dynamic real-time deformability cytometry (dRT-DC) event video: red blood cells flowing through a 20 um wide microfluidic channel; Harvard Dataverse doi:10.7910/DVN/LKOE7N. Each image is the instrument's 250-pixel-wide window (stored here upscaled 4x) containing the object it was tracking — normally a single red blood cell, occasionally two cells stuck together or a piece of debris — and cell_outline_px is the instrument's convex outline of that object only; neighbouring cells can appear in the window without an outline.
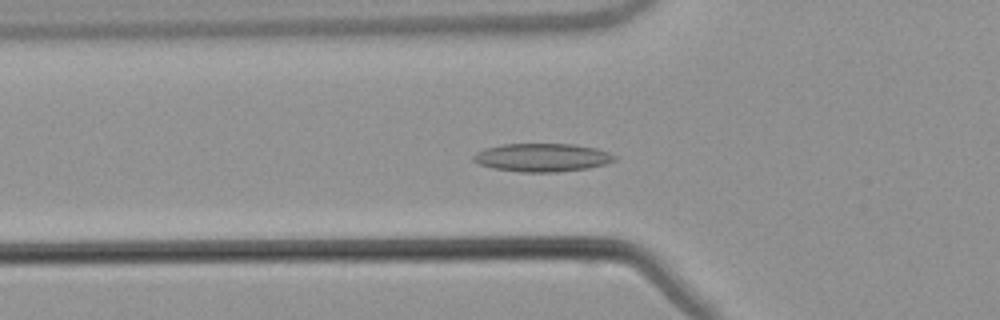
{"species": "common noctule bat (a hibernating species)", "species_latin": "Nyctalus noctula", "temperature_condition": "warm", "stored_images_in_passage": 51, "camera_frame_rate_fps": 3000, "um_per_image_px": 0.085, "animal": {"sex": "male", "body_mass_g": 21.5, "forearm_length_mm": 52.0}, "frame": {"image": 1, "passage_image": 15, "time_ms": 4.667, "image_size_px": [1000, 320], "cell_outline_px": [[616, 160], [604, 164], [588, 168], [556, 172], [520, 172], [492, 168], [480, 164], [472, 160], [472, 156], [476, 152], [488, 148], [504, 144], [572, 144], [596, 148], [608, 152], [616, 156]], "centroid_in_image_um": [46.08, 13.39], "position_along_channel_um": 79.7, "area_um2": 23.12}}
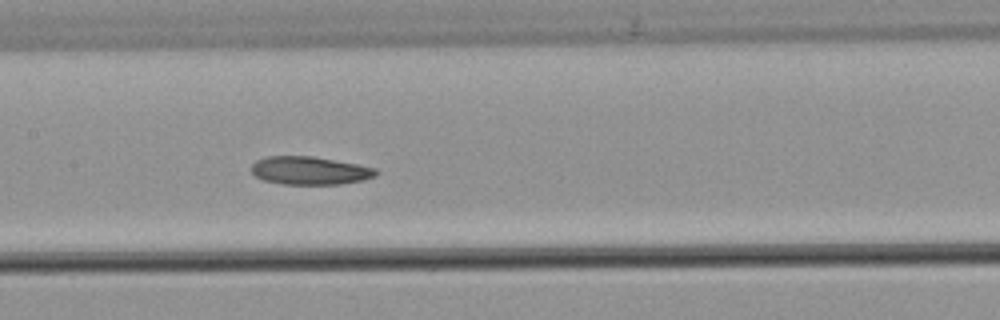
{"frame": {"image": 2, "passage_image": 23, "time_ms": 7.333, "image_size_px": [1000, 320], "cell_outline_px": [[380, 172], [376, 176], [364, 180], [340, 184], [284, 184], [264, 180], [256, 176], [252, 172], [252, 164], [256, 160], [264, 156], [312, 156], [356, 164], [376, 168]], "centroid_in_image_um": [26.35, 14.5], "position_along_channel_um": 181.1, "area_um2": 20.4}}
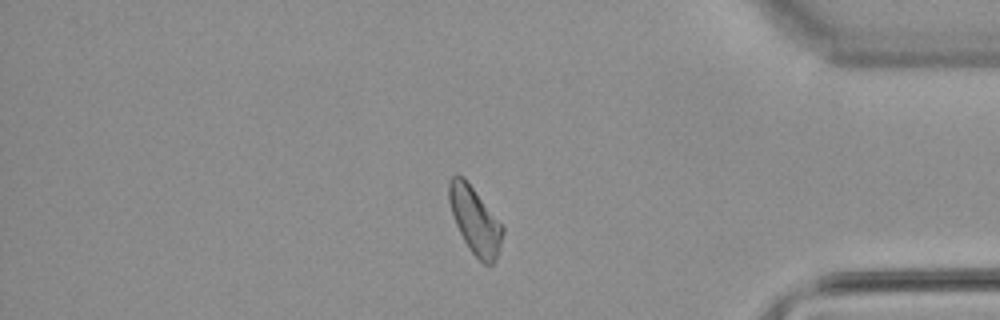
{"frame": {"image": 3, "passage_image": 42, "time_ms": 13.667, "image_size_px": [1000, 320], "cell_outline_px": [[504, 232], [496, 260], [492, 264], [484, 264], [472, 252], [464, 240], [456, 224], [448, 200], [448, 180], [452, 176], [464, 176], [504, 228]], "centroid_in_image_um": [40.36, 18.72], "position_along_channel_um": 394.8, "area_um2": 20.52}, "authors_computed_cell_mechanics": {"area_um2": 20.8658, "velocity_mm_per_s": 3.7953, "shape_relaxation_time_tau1_ms": null, "shape_relaxation_time_tau2_ms": 9.2039, "deformation_change_tau1": null, "deformation_change_tau2": 0.1772}}